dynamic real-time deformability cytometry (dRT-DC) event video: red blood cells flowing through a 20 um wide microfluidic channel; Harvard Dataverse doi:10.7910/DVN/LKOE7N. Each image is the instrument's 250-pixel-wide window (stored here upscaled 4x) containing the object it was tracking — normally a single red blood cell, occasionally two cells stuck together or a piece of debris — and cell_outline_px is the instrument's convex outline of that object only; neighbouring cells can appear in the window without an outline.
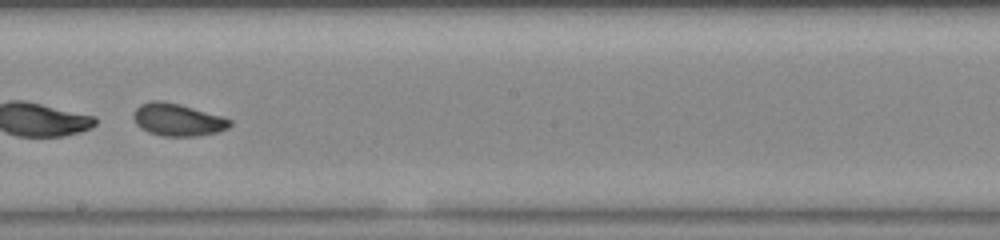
{"species": "common noctule bat (a hibernating species)", "species_latin": "Nyctalus noctula", "temperature_condition": "warm", "stored_images_in_passage": 52, "segment_of_instrument_passage": [2, 2], "camera_frame_rate_fps": 3000, "um_per_image_px": 0.085, "animal": {"sex": "female", "body_mass_g": 23.0, "forearm_length_mm": 53.4}, "frame": {"image": 1, "passage_image": 30, "time_ms": 9.667, "image_size_px": [1000, 240], "cell_outline_px": [[232, 124], [228, 128], [216, 132], [196, 136], [164, 136], [148, 132], [140, 128], [136, 124], [132, 116], [136, 108], [140, 104], [152, 100], [160, 100], [180, 104], [220, 116], [232, 120]], "centroid_in_image_um": [15.06, 10.17], "position_along_channel_um": 233.1, "area_um2": 18.15}}